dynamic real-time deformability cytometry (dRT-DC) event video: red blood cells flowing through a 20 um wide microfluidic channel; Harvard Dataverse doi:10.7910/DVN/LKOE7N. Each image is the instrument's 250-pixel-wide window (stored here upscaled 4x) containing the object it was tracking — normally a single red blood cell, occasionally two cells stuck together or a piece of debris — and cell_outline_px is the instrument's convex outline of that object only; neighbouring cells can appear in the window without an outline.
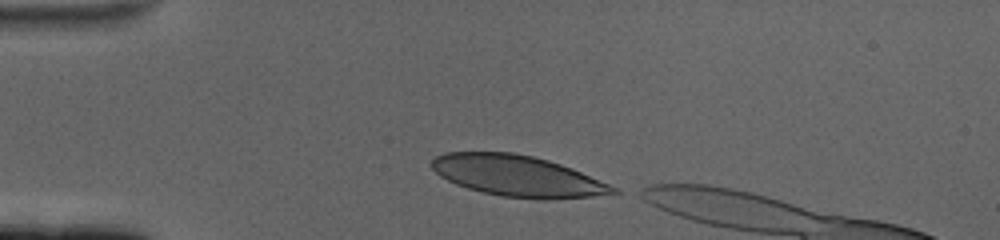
{"species": "human", "species_latin": "Homo sapiens", "temperature_condition": "cold", "stored_images_in_passage": 40, "camera_frame_rate_fps": 3000, "um_per_image_px": 0.085, "donor": {"sex": "female"}, "frame": {"image": 1, "passage_image": 1, "time_ms": 0.0, "image_size_px": [1000, 240], "cell_outline_px": [[620, 192], [592, 196], [544, 200], [540, 200], [500, 196], [468, 188], [456, 184], [440, 176], [432, 168], [432, 160], [436, 156], [444, 152], [512, 152], [532, 156], [548, 160], [572, 168], [608, 184], [616, 188]], "centroid_in_image_um": [43.96, 14.95], "position_along_channel_um": 41.0, "area_um2": 43.06}}
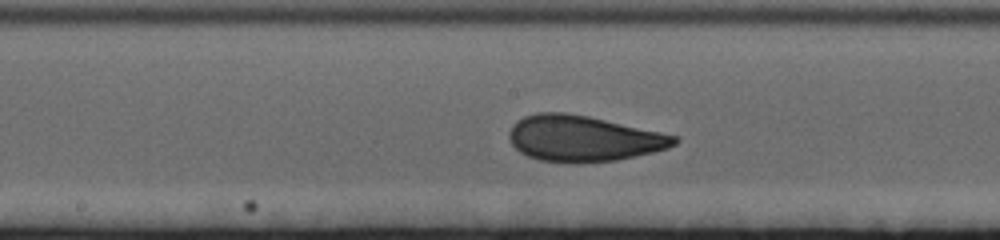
{"frame": {"image": 2, "passage_image": 18, "time_ms": 5.667, "image_size_px": [1000, 240], "cell_outline_px": [[680, 140], [676, 144], [668, 148], [652, 152], [616, 160], [580, 164], [540, 160], [528, 156], [520, 152], [512, 144], [508, 136], [508, 132], [512, 124], [516, 120], [524, 116], [536, 112], [564, 112], [588, 116], [660, 132], [676, 136]], "centroid_in_image_um": [49.54, 11.77], "position_along_channel_um": 198.7, "area_um2": 44.27}}
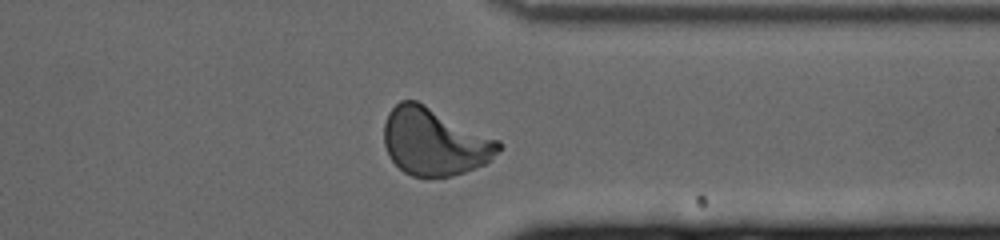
{"frame": {"image": 3, "passage_image": 34, "time_ms": 11.0, "image_size_px": [1000, 240], "cell_outline_px": [[504, 144], [484, 164], [476, 168], [464, 172], [448, 176], [412, 176], [404, 172], [392, 160], [384, 144], [384, 124], [388, 112], [400, 100], [416, 100], [500, 140]], "centroid_in_image_um": [36.92, 12.03], "position_along_channel_um": 374.5, "area_um2": 44.62}}